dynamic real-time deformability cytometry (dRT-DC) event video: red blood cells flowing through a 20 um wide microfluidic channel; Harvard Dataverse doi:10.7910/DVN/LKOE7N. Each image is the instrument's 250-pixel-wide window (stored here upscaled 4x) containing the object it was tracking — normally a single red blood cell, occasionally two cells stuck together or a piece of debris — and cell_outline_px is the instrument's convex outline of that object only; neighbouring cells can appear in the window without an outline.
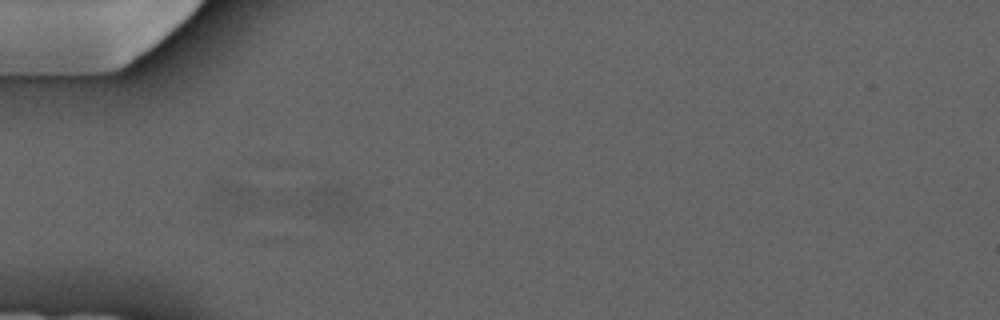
{"species": "common noctule bat (a hibernating species)", "species_latin": "Nyctalus noctula", "temperature_condition": "cold", "stored_images_in_passage": 4, "camera_frame_rate_fps": 3000, "um_per_image_px": 0.085, "animal": {"sex": "male", "forearm_length_mm": 52.5}, "frame": {"image": 1, "passage_image": 4, "time_ms": 4.333, "image_size_px": [1000, 320], "cell_outline_px": [[352, 200], [344, 212], [336, 216], [320, 216], [280, 204], [276, 200], [308, 188], [340, 188], [348, 192]], "centroid_in_image_um": [27.11, 17.1], "position_along_channel_um": 57.9, "area_um2": 10.81}}